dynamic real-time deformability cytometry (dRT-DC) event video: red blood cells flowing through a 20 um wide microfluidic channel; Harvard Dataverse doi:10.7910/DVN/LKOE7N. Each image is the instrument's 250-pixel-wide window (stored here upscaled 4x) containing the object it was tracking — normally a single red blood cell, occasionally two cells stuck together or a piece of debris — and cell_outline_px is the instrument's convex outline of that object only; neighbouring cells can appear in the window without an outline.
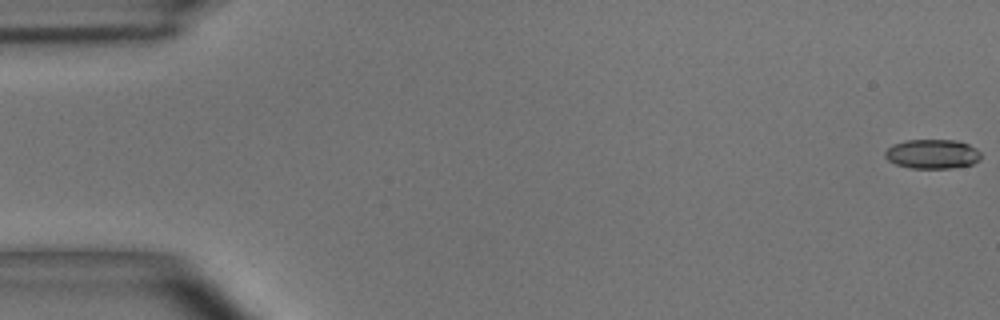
{"species": "common noctule bat (a hibernating species)", "species_latin": "Nyctalus noctula", "temperature_condition": "room temperature", "stored_images_in_passage": 55, "camera_frame_rate_fps": 3000, "um_per_image_px": 0.085, "animal": {"sex": "male", "body_mass_g": 15.6}, "frame": {"image": 1, "passage_image": 1, "time_ms": 0.0, "image_size_px": [1000, 320], "cell_outline_px": [[980, 160], [972, 164], [952, 168], [912, 168], [896, 164], [888, 160], [884, 156], [884, 152], [892, 144], [904, 140], [956, 140], [968, 144], [976, 148], [980, 152]], "centroid_in_image_um": [79.24, 13.08], "position_along_channel_um": 5.8, "area_um2": 16.47}}
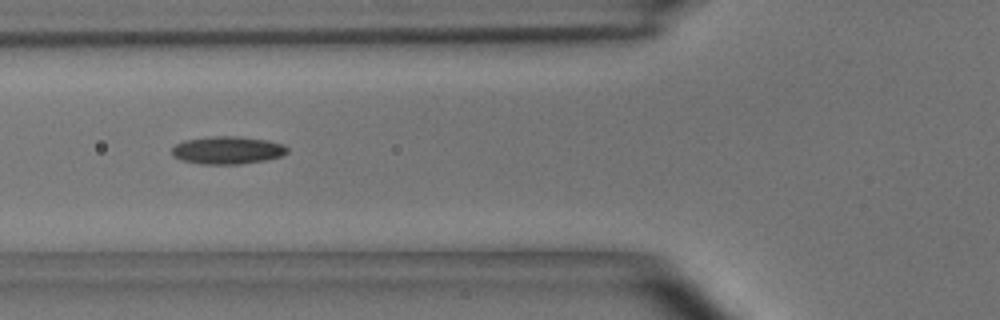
{"frame": {"image": 2, "passage_image": 21, "time_ms": 6.667, "image_size_px": [1000, 320], "cell_outline_px": [[288, 152], [280, 156], [264, 160], [240, 164], [200, 164], [180, 160], [172, 156], [172, 148], [176, 144], [184, 140], [212, 136], [236, 136], [264, 140], [280, 144], [288, 148]], "centroid_in_image_um": [19.27, 12.77], "position_along_channel_um": 106.5, "area_um2": 18.5}}
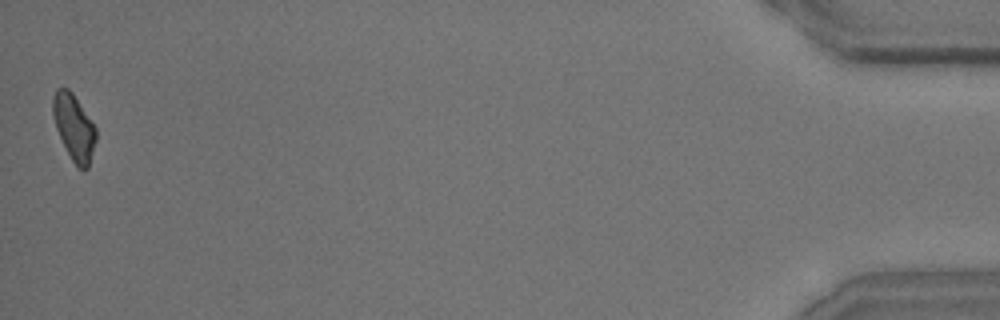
{"frame": {"image": 3, "passage_image": 55, "time_ms": 18.0, "image_size_px": [1000, 320], "cell_outline_px": [[96, 140], [88, 168], [84, 172], [72, 160], [56, 128], [52, 116], [52, 96], [56, 88], [68, 88], [72, 92], [96, 128]], "centroid_in_image_um": [6.27, 10.8], "position_along_channel_um": 428.9, "area_um2": 16.42}, "authors_computed_cell_mechanics": {"area_um2": 17.1088, "velocity_mm_per_s": 3.6552, "shape_relaxation_time_tau1_ms": 5.463, "shape_relaxation_time_tau2_ms": 3.4906, "deformation_change_tau1": 0.1597, "deformation_change_tau2": 0.109}}